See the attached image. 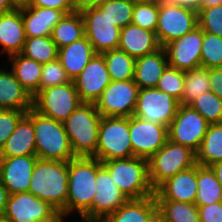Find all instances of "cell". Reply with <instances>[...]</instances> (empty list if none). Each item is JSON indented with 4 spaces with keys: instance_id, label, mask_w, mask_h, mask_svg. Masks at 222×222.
Segmentation results:
<instances>
[{
    "instance_id": "cell-1",
    "label": "cell",
    "mask_w": 222,
    "mask_h": 222,
    "mask_svg": "<svg viewBox=\"0 0 222 222\" xmlns=\"http://www.w3.org/2000/svg\"><path fill=\"white\" fill-rule=\"evenodd\" d=\"M31 178L28 192L49 203L62 219L66 217L68 162L38 158Z\"/></svg>"
},
{
    "instance_id": "cell-2",
    "label": "cell",
    "mask_w": 222,
    "mask_h": 222,
    "mask_svg": "<svg viewBox=\"0 0 222 222\" xmlns=\"http://www.w3.org/2000/svg\"><path fill=\"white\" fill-rule=\"evenodd\" d=\"M101 167V161L94 157H75L68 162L66 216L75 210L82 219L91 210Z\"/></svg>"
},
{
    "instance_id": "cell-3",
    "label": "cell",
    "mask_w": 222,
    "mask_h": 222,
    "mask_svg": "<svg viewBox=\"0 0 222 222\" xmlns=\"http://www.w3.org/2000/svg\"><path fill=\"white\" fill-rule=\"evenodd\" d=\"M26 116L33 122L36 156L44 160L69 162L75 158L63 123L44 116L33 108Z\"/></svg>"
},
{
    "instance_id": "cell-4",
    "label": "cell",
    "mask_w": 222,
    "mask_h": 222,
    "mask_svg": "<svg viewBox=\"0 0 222 222\" xmlns=\"http://www.w3.org/2000/svg\"><path fill=\"white\" fill-rule=\"evenodd\" d=\"M102 116L95 103L82 102L63 122L75 157H94L98 142V129Z\"/></svg>"
},
{
    "instance_id": "cell-5",
    "label": "cell",
    "mask_w": 222,
    "mask_h": 222,
    "mask_svg": "<svg viewBox=\"0 0 222 222\" xmlns=\"http://www.w3.org/2000/svg\"><path fill=\"white\" fill-rule=\"evenodd\" d=\"M101 164L128 200L154 195L155 191L149 181L147 159L131 157L103 161Z\"/></svg>"
},
{
    "instance_id": "cell-6",
    "label": "cell",
    "mask_w": 222,
    "mask_h": 222,
    "mask_svg": "<svg viewBox=\"0 0 222 222\" xmlns=\"http://www.w3.org/2000/svg\"><path fill=\"white\" fill-rule=\"evenodd\" d=\"M194 165L195 152L168 139L166 144L148 159L150 184L155 191L167 179Z\"/></svg>"
},
{
    "instance_id": "cell-7",
    "label": "cell",
    "mask_w": 222,
    "mask_h": 222,
    "mask_svg": "<svg viewBox=\"0 0 222 222\" xmlns=\"http://www.w3.org/2000/svg\"><path fill=\"white\" fill-rule=\"evenodd\" d=\"M134 157L129 117H102L98 129L96 158L103 161Z\"/></svg>"
},
{
    "instance_id": "cell-8",
    "label": "cell",
    "mask_w": 222,
    "mask_h": 222,
    "mask_svg": "<svg viewBox=\"0 0 222 222\" xmlns=\"http://www.w3.org/2000/svg\"><path fill=\"white\" fill-rule=\"evenodd\" d=\"M198 27V12L194 9L172 3L159 2L156 38L161 47L181 38Z\"/></svg>"
},
{
    "instance_id": "cell-9",
    "label": "cell",
    "mask_w": 222,
    "mask_h": 222,
    "mask_svg": "<svg viewBox=\"0 0 222 222\" xmlns=\"http://www.w3.org/2000/svg\"><path fill=\"white\" fill-rule=\"evenodd\" d=\"M81 103L73 80L63 85L42 89L33 96L35 111L62 123Z\"/></svg>"
},
{
    "instance_id": "cell-10",
    "label": "cell",
    "mask_w": 222,
    "mask_h": 222,
    "mask_svg": "<svg viewBox=\"0 0 222 222\" xmlns=\"http://www.w3.org/2000/svg\"><path fill=\"white\" fill-rule=\"evenodd\" d=\"M138 91L133 79L111 81L95 102L96 109L102 117H130L136 108Z\"/></svg>"
},
{
    "instance_id": "cell-11",
    "label": "cell",
    "mask_w": 222,
    "mask_h": 222,
    "mask_svg": "<svg viewBox=\"0 0 222 222\" xmlns=\"http://www.w3.org/2000/svg\"><path fill=\"white\" fill-rule=\"evenodd\" d=\"M4 216L11 222H59L62 219L49 203L29 192L9 195Z\"/></svg>"
},
{
    "instance_id": "cell-12",
    "label": "cell",
    "mask_w": 222,
    "mask_h": 222,
    "mask_svg": "<svg viewBox=\"0 0 222 222\" xmlns=\"http://www.w3.org/2000/svg\"><path fill=\"white\" fill-rule=\"evenodd\" d=\"M179 106L178 100L157 88L139 89L133 116L168 127Z\"/></svg>"
},
{
    "instance_id": "cell-13",
    "label": "cell",
    "mask_w": 222,
    "mask_h": 222,
    "mask_svg": "<svg viewBox=\"0 0 222 222\" xmlns=\"http://www.w3.org/2000/svg\"><path fill=\"white\" fill-rule=\"evenodd\" d=\"M209 123L190 105H181L168 126V139L196 152L203 141Z\"/></svg>"
},
{
    "instance_id": "cell-14",
    "label": "cell",
    "mask_w": 222,
    "mask_h": 222,
    "mask_svg": "<svg viewBox=\"0 0 222 222\" xmlns=\"http://www.w3.org/2000/svg\"><path fill=\"white\" fill-rule=\"evenodd\" d=\"M127 200L113 182L109 172L102 166L97 171L96 194L92 208L81 220L82 222H103Z\"/></svg>"
},
{
    "instance_id": "cell-15",
    "label": "cell",
    "mask_w": 222,
    "mask_h": 222,
    "mask_svg": "<svg viewBox=\"0 0 222 222\" xmlns=\"http://www.w3.org/2000/svg\"><path fill=\"white\" fill-rule=\"evenodd\" d=\"M80 13L84 21L85 36L96 54L118 49L120 28L113 25L98 7L88 8Z\"/></svg>"
},
{
    "instance_id": "cell-16",
    "label": "cell",
    "mask_w": 222,
    "mask_h": 222,
    "mask_svg": "<svg viewBox=\"0 0 222 222\" xmlns=\"http://www.w3.org/2000/svg\"><path fill=\"white\" fill-rule=\"evenodd\" d=\"M129 130L134 157L148 160L168 140V127L133 115L129 117Z\"/></svg>"
},
{
    "instance_id": "cell-17",
    "label": "cell",
    "mask_w": 222,
    "mask_h": 222,
    "mask_svg": "<svg viewBox=\"0 0 222 222\" xmlns=\"http://www.w3.org/2000/svg\"><path fill=\"white\" fill-rule=\"evenodd\" d=\"M203 30L198 26L163 48L166 51L169 66L182 71L201 67Z\"/></svg>"
},
{
    "instance_id": "cell-18",
    "label": "cell",
    "mask_w": 222,
    "mask_h": 222,
    "mask_svg": "<svg viewBox=\"0 0 222 222\" xmlns=\"http://www.w3.org/2000/svg\"><path fill=\"white\" fill-rule=\"evenodd\" d=\"M73 82L82 102L95 103L111 82L103 56L95 54Z\"/></svg>"
},
{
    "instance_id": "cell-19",
    "label": "cell",
    "mask_w": 222,
    "mask_h": 222,
    "mask_svg": "<svg viewBox=\"0 0 222 222\" xmlns=\"http://www.w3.org/2000/svg\"><path fill=\"white\" fill-rule=\"evenodd\" d=\"M37 160L36 155L0 157V180L9 195L28 192Z\"/></svg>"
},
{
    "instance_id": "cell-20",
    "label": "cell",
    "mask_w": 222,
    "mask_h": 222,
    "mask_svg": "<svg viewBox=\"0 0 222 222\" xmlns=\"http://www.w3.org/2000/svg\"><path fill=\"white\" fill-rule=\"evenodd\" d=\"M197 164L163 182L154 193L155 200L195 203L197 197Z\"/></svg>"
},
{
    "instance_id": "cell-21",
    "label": "cell",
    "mask_w": 222,
    "mask_h": 222,
    "mask_svg": "<svg viewBox=\"0 0 222 222\" xmlns=\"http://www.w3.org/2000/svg\"><path fill=\"white\" fill-rule=\"evenodd\" d=\"M26 37L51 36L54 26L63 18V11L36 6L20 8Z\"/></svg>"
},
{
    "instance_id": "cell-22",
    "label": "cell",
    "mask_w": 222,
    "mask_h": 222,
    "mask_svg": "<svg viewBox=\"0 0 222 222\" xmlns=\"http://www.w3.org/2000/svg\"><path fill=\"white\" fill-rule=\"evenodd\" d=\"M26 33L20 8L0 14V47L8 57L22 52Z\"/></svg>"
},
{
    "instance_id": "cell-23",
    "label": "cell",
    "mask_w": 222,
    "mask_h": 222,
    "mask_svg": "<svg viewBox=\"0 0 222 222\" xmlns=\"http://www.w3.org/2000/svg\"><path fill=\"white\" fill-rule=\"evenodd\" d=\"M161 46L153 31L129 24L120 29L118 49L137 59L153 53Z\"/></svg>"
},
{
    "instance_id": "cell-24",
    "label": "cell",
    "mask_w": 222,
    "mask_h": 222,
    "mask_svg": "<svg viewBox=\"0 0 222 222\" xmlns=\"http://www.w3.org/2000/svg\"><path fill=\"white\" fill-rule=\"evenodd\" d=\"M168 65L166 51L160 47L153 53L136 59L133 80L139 89L156 88Z\"/></svg>"
},
{
    "instance_id": "cell-25",
    "label": "cell",
    "mask_w": 222,
    "mask_h": 222,
    "mask_svg": "<svg viewBox=\"0 0 222 222\" xmlns=\"http://www.w3.org/2000/svg\"><path fill=\"white\" fill-rule=\"evenodd\" d=\"M33 108V97L16 79L12 70L0 69V109L27 112Z\"/></svg>"
},
{
    "instance_id": "cell-26",
    "label": "cell",
    "mask_w": 222,
    "mask_h": 222,
    "mask_svg": "<svg viewBox=\"0 0 222 222\" xmlns=\"http://www.w3.org/2000/svg\"><path fill=\"white\" fill-rule=\"evenodd\" d=\"M96 53L88 38H83L58 49V59L71 80H74Z\"/></svg>"
},
{
    "instance_id": "cell-27",
    "label": "cell",
    "mask_w": 222,
    "mask_h": 222,
    "mask_svg": "<svg viewBox=\"0 0 222 222\" xmlns=\"http://www.w3.org/2000/svg\"><path fill=\"white\" fill-rule=\"evenodd\" d=\"M25 155H36L34 125L26 115L19 121L16 129L0 150V157Z\"/></svg>"
},
{
    "instance_id": "cell-28",
    "label": "cell",
    "mask_w": 222,
    "mask_h": 222,
    "mask_svg": "<svg viewBox=\"0 0 222 222\" xmlns=\"http://www.w3.org/2000/svg\"><path fill=\"white\" fill-rule=\"evenodd\" d=\"M156 209L154 195L142 199H129L103 222H146Z\"/></svg>"
},
{
    "instance_id": "cell-29",
    "label": "cell",
    "mask_w": 222,
    "mask_h": 222,
    "mask_svg": "<svg viewBox=\"0 0 222 222\" xmlns=\"http://www.w3.org/2000/svg\"><path fill=\"white\" fill-rule=\"evenodd\" d=\"M9 60H11V70L16 79L33 97L39 91L42 64L21 53L10 56Z\"/></svg>"
},
{
    "instance_id": "cell-30",
    "label": "cell",
    "mask_w": 222,
    "mask_h": 222,
    "mask_svg": "<svg viewBox=\"0 0 222 222\" xmlns=\"http://www.w3.org/2000/svg\"><path fill=\"white\" fill-rule=\"evenodd\" d=\"M222 161V123L209 124L203 141L195 152V163L209 167Z\"/></svg>"
},
{
    "instance_id": "cell-31",
    "label": "cell",
    "mask_w": 222,
    "mask_h": 222,
    "mask_svg": "<svg viewBox=\"0 0 222 222\" xmlns=\"http://www.w3.org/2000/svg\"><path fill=\"white\" fill-rule=\"evenodd\" d=\"M84 36V21L80 12L65 14L54 26L51 34L58 49L68 46Z\"/></svg>"
},
{
    "instance_id": "cell-32",
    "label": "cell",
    "mask_w": 222,
    "mask_h": 222,
    "mask_svg": "<svg viewBox=\"0 0 222 222\" xmlns=\"http://www.w3.org/2000/svg\"><path fill=\"white\" fill-rule=\"evenodd\" d=\"M197 207L222 202V185L210 167L197 165Z\"/></svg>"
},
{
    "instance_id": "cell-33",
    "label": "cell",
    "mask_w": 222,
    "mask_h": 222,
    "mask_svg": "<svg viewBox=\"0 0 222 222\" xmlns=\"http://www.w3.org/2000/svg\"><path fill=\"white\" fill-rule=\"evenodd\" d=\"M111 81H125L134 79L136 59L119 49L101 53Z\"/></svg>"
},
{
    "instance_id": "cell-34",
    "label": "cell",
    "mask_w": 222,
    "mask_h": 222,
    "mask_svg": "<svg viewBox=\"0 0 222 222\" xmlns=\"http://www.w3.org/2000/svg\"><path fill=\"white\" fill-rule=\"evenodd\" d=\"M184 90L181 105H190L201 94L210 90V69L199 67L184 71Z\"/></svg>"
},
{
    "instance_id": "cell-35",
    "label": "cell",
    "mask_w": 222,
    "mask_h": 222,
    "mask_svg": "<svg viewBox=\"0 0 222 222\" xmlns=\"http://www.w3.org/2000/svg\"><path fill=\"white\" fill-rule=\"evenodd\" d=\"M21 54L45 64L58 58V48L51 36L27 37Z\"/></svg>"
},
{
    "instance_id": "cell-36",
    "label": "cell",
    "mask_w": 222,
    "mask_h": 222,
    "mask_svg": "<svg viewBox=\"0 0 222 222\" xmlns=\"http://www.w3.org/2000/svg\"><path fill=\"white\" fill-rule=\"evenodd\" d=\"M158 210L167 222H200L195 203L156 200Z\"/></svg>"
},
{
    "instance_id": "cell-37",
    "label": "cell",
    "mask_w": 222,
    "mask_h": 222,
    "mask_svg": "<svg viewBox=\"0 0 222 222\" xmlns=\"http://www.w3.org/2000/svg\"><path fill=\"white\" fill-rule=\"evenodd\" d=\"M134 5L131 0H105L98 8L113 25L122 29L131 24Z\"/></svg>"
},
{
    "instance_id": "cell-38",
    "label": "cell",
    "mask_w": 222,
    "mask_h": 222,
    "mask_svg": "<svg viewBox=\"0 0 222 222\" xmlns=\"http://www.w3.org/2000/svg\"><path fill=\"white\" fill-rule=\"evenodd\" d=\"M190 106L209 124L222 123V99L212 91L201 94Z\"/></svg>"
},
{
    "instance_id": "cell-39",
    "label": "cell",
    "mask_w": 222,
    "mask_h": 222,
    "mask_svg": "<svg viewBox=\"0 0 222 222\" xmlns=\"http://www.w3.org/2000/svg\"><path fill=\"white\" fill-rule=\"evenodd\" d=\"M201 67H222V37L203 31Z\"/></svg>"
},
{
    "instance_id": "cell-40",
    "label": "cell",
    "mask_w": 222,
    "mask_h": 222,
    "mask_svg": "<svg viewBox=\"0 0 222 222\" xmlns=\"http://www.w3.org/2000/svg\"><path fill=\"white\" fill-rule=\"evenodd\" d=\"M184 71L167 66L159 79L157 89L165 92L180 102L184 90Z\"/></svg>"
},
{
    "instance_id": "cell-41",
    "label": "cell",
    "mask_w": 222,
    "mask_h": 222,
    "mask_svg": "<svg viewBox=\"0 0 222 222\" xmlns=\"http://www.w3.org/2000/svg\"><path fill=\"white\" fill-rule=\"evenodd\" d=\"M71 81L58 58L42 64L39 91L48 87L63 85Z\"/></svg>"
},
{
    "instance_id": "cell-42",
    "label": "cell",
    "mask_w": 222,
    "mask_h": 222,
    "mask_svg": "<svg viewBox=\"0 0 222 222\" xmlns=\"http://www.w3.org/2000/svg\"><path fill=\"white\" fill-rule=\"evenodd\" d=\"M159 3L135 4L131 24L155 32L157 29Z\"/></svg>"
},
{
    "instance_id": "cell-43",
    "label": "cell",
    "mask_w": 222,
    "mask_h": 222,
    "mask_svg": "<svg viewBox=\"0 0 222 222\" xmlns=\"http://www.w3.org/2000/svg\"><path fill=\"white\" fill-rule=\"evenodd\" d=\"M198 26L205 32L222 37V4L202 7L198 11Z\"/></svg>"
},
{
    "instance_id": "cell-44",
    "label": "cell",
    "mask_w": 222,
    "mask_h": 222,
    "mask_svg": "<svg viewBox=\"0 0 222 222\" xmlns=\"http://www.w3.org/2000/svg\"><path fill=\"white\" fill-rule=\"evenodd\" d=\"M26 113L21 110L0 109V150Z\"/></svg>"
},
{
    "instance_id": "cell-45",
    "label": "cell",
    "mask_w": 222,
    "mask_h": 222,
    "mask_svg": "<svg viewBox=\"0 0 222 222\" xmlns=\"http://www.w3.org/2000/svg\"><path fill=\"white\" fill-rule=\"evenodd\" d=\"M200 222H222V202L198 207Z\"/></svg>"
},
{
    "instance_id": "cell-46",
    "label": "cell",
    "mask_w": 222,
    "mask_h": 222,
    "mask_svg": "<svg viewBox=\"0 0 222 222\" xmlns=\"http://www.w3.org/2000/svg\"><path fill=\"white\" fill-rule=\"evenodd\" d=\"M27 6L53 8L63 11L65 14L75 12L72 0H28Z\"/></svg>"
},
{
    "instance_id": "cell-47",
    "label": "cell",
    "mask_w": 222,
    "mask_h": 222,
    "mask_svg": "<svg viewBox=\"0 0 222 222\" xmlns=\"http://www.w3.org/2000/svg\"><path fill=\"white\" fill-rule=\"evenodd\" d=\"M210 90L222 99V67L210 69Z\"/></svg>"
},
{
    "instance_id": "cell-48",
    "label": "cell",
    "mask_w": 222,
    "mask_h": 222,
    "mask_svg": "<svg viewBox=\"0 0 222 222\" xmlns=\"http://www.w3.org/2000/svg\"><path fill=\"white\" fill-rule=\"evenodd\" d=\"M105 0H72V5L75 12H81L85 9L98 7Z\"/></svg>"
},
{
    "instance_id": "cell-49",
    "label": "cell",
    "mask_w": 222,
    "mask_h": 222,
    "mask_svg": "<svg viewBox=\"0 0 222 222\" xmlns=\"http://www.w3.org/2000/svg\"><path fill=\"white\" fill-rule=\"evenodd\" d=\"M172 3L182 5L196 10L197 12L202 8L203 0H169Z\"/></svg>"
},
{
    "instance_id": "cell-50",
    "label": "cell",
    "mask_w": 222,
    "mask_h": 222,
    "mask_svg": "<svg viewBox=\"0 0 222 222\" xmlns=\"http://www.w3.org/2000/svg\"><path fill=\"white\" fill-rule=\"evenodd\" d=\"M8 196V191L0 180V216L5 214Z\"/></svg>"
},
{
    "instance_id": "cell-51",
    "label": "cell",
    "mask_w": 222,
    "mask_h": 222,
    "mask_svg": "<svg viewBox=\"0 0 222 222\" xmlns=\"http://www.w3.org/2000/svg\"><path fill=\"white\" fill-rule=\"evenodd\" d=\"M212 171L215 173L216 179L222 185V161L216 162L213 165L209 166Z\"/></svg>"
},
{
    "instance_id": "cell-52",
    "label": "cell",
    "mask_w": 222,
    "mask_h": 222,
    "mask_svg": "<svg viewBox=\"0 0 222 222\" xmlns=\"http://www.w3.org/2000/svg\"><path fill=\"white\" fill-rule=\"evenodd\" d=\"M146 222H167L158 208L147 218Z\"/></svg>"
},
{
    "instance_id": "cell-53",
    "label": "cell",
    "mask_w": 222,
    "mask_h": 222,
    "mask_svg": "<svg viewBox=\"0 0 222 222\" xmlns=\"http://www.w3.org/2000/svg\"><path fill=\"white\" fill-rule=\"evenodd\" d=\"M15 9V7L11 4L10 0H0V14L6 13Z\"/></svg>"
},
{
    "instance_id": "cell-54",
    "label": "cell",
    "mask_w": 222,
    "mask_h": 222,
    "mask_svg": "<svg viewBox=\"0 0 222 222\" xmlns=\"http://www.w3.org/2000/svg\"><path fill=\"white\" fill-rule=\"evenodd\" d=\"M222 4V0H203L202 7H210Z\"/></svg>"
},
{
    "instance_id": "cell-55",
    "label": "cell",
    "mask_w": 222,
    "mask_h": 222,
    "mask_svg": "<svg viewBox=\"0 0 222 222\" xmlns=\"http://www.w3.org/2000/svg\"><path fill=\"white\" fill-rule=\"evenodd\" d=\"M10 2L15 8H21L27 6L28 0H10Z\"/></svg>"
},
{
    "instance_id": "cell-56",
    "label": "cell",
    "mask_w": 222,
    "mask_h": 222,
    "mask_svg": "<svg viewBox=\"0 0 222 222\" xmlns=\"http://www.w3.org/2000/svg\"><path fill=\"white\" fill-rule=\"evenodd\" d=\"M134 4L159 3L161 0H131Z\"/></svg>"
},
{
    "instance_id": "cell-57",
    "label": "cell",
    "mask_w": 222,
    "mask_h": 222,
    "mask_svg": "<svg viewBox=\"0 0 222 222\" xmlns=\"http://www.w3.org/2000/svg\"><path fill=\"white\" fill-rule=\"evenodd\" d=\"M0 222H11L4 215L0 216Z\"/></svg>"
},
{
    "instance_id": "cell-58",
    "label": "cell",
    "mask_w": 222,
    "mask_h": 222,
    "mask_svg": "<svg viewBox=\"0 0 222 222\" xmlns=\"http://www.w3.org/2000/svg\"><path fill=\"white\" fill-rule=\"evenodd\" d=\"M59 222H69V221H66V220L64 221L63 219H61ZM79 222H80V221H79Z\"/></svg>"
}]
</instances>
